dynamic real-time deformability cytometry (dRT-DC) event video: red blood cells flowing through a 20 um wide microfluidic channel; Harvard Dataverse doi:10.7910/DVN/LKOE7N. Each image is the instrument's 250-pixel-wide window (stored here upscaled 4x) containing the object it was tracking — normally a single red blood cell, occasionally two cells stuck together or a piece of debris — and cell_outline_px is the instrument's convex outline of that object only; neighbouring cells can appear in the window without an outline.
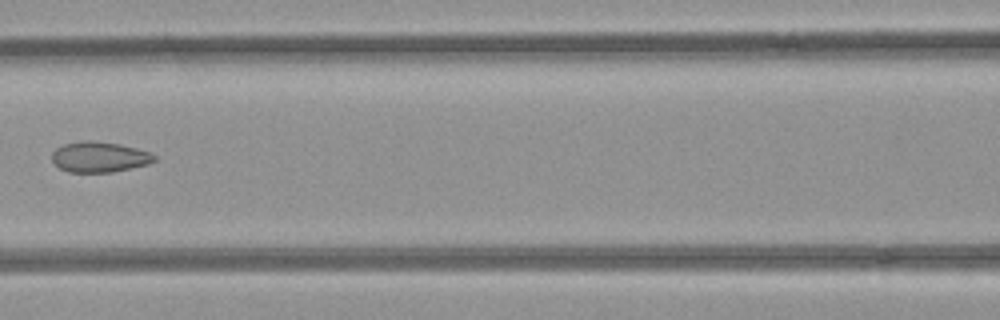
{"species": "common noctule bat (a hibernating species)", "species_latin": "Nyctalus noctula", "temperature_condition": "room temperature", "stored_images_in_passage": 7, "camera_frame_rate_fps": 3000, "um_per_image_px": 0.085, "animal": {"sex": "female", "body_mass_g": 21.9}, "frame": {"image": 1, "passage_image": 6, "time_ms": 1.667, "image_size_px": [1000, 320], "cell_outline_px": [[156, 160], [148, 164], [112, 172], [68, 172], [60, 168], [52, 160], [52, 152], [56, 148], [64, 144], [84, 140], [88, 140], [120, 144], [152, 152], [156, 156]], "centroid_in_image_um": [8.46, 13.34], "position_along_channel_um": 158.1, "area_um2": 18.21}}
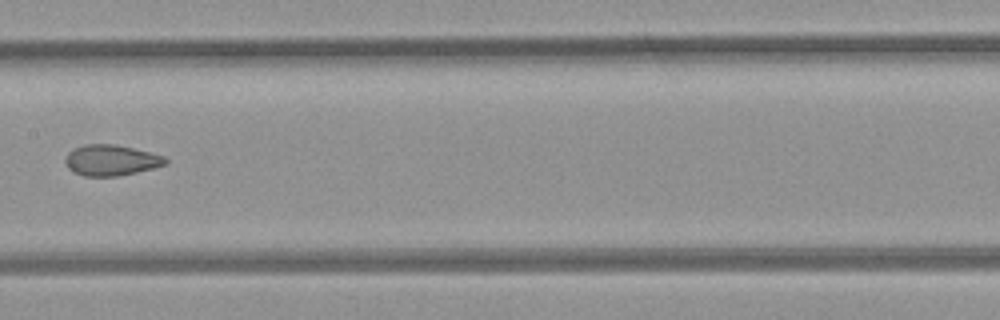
{"frame": {"image": 2, "passage_image": 7, "time_ms": 2.0, "image_size_px": [1000, 320], "cell_outline_px": [[168, 164], [136, 172], [116, 176], [84, 176], [72, 172], [68, 168], [64, 160], [68, 152], [84, 144], [116, 144], [164, 156], [168, 160]], "centroid_in_image_um": [9.42, 13.62], "position_along_channel_um": 198.0, "area_um2": 17.92}}